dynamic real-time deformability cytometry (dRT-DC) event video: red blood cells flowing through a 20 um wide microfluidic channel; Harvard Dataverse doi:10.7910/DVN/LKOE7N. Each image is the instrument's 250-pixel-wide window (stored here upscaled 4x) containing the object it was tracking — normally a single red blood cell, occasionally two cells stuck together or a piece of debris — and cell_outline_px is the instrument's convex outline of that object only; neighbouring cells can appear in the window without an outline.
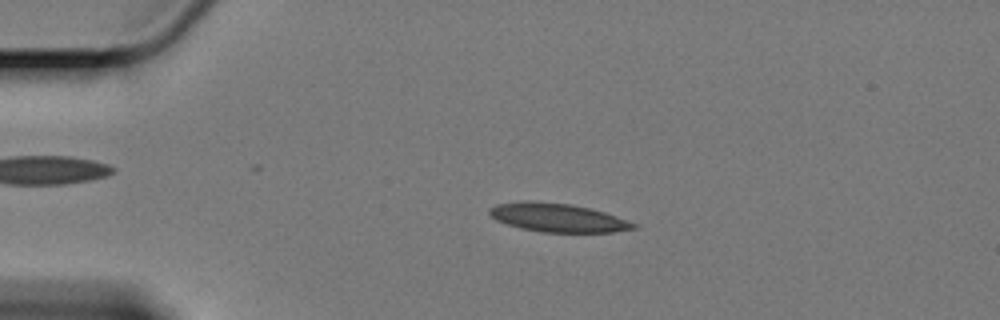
{"species": "Egyptian fruit bat (a non-hibernating species)", "species_latin": "Rousettus aegyptiacus", "temperature_condition": "cold", "stored_images_in_passage": 59, "camera_frame_rate_fps": 3000, "um_per_image_px": 0.085, "animal": {"sex": "female"}, "frame": {"image": 1, "passage_image": 12, "time_ms": 3.667, "image_size_px": [1000, 320], "cell_outline_px": [[640, 228], [612, 232], [544, 232], [520, 228], [496, 220], [488, 212], [488, 208], [496, 204], [528, 200], [572, 204], [592, 208], [640, 224]], "centroid_in_image_um": [47.45, 18.49], "position_along_channel_um": 37.5, "area_um2": 24.22}}
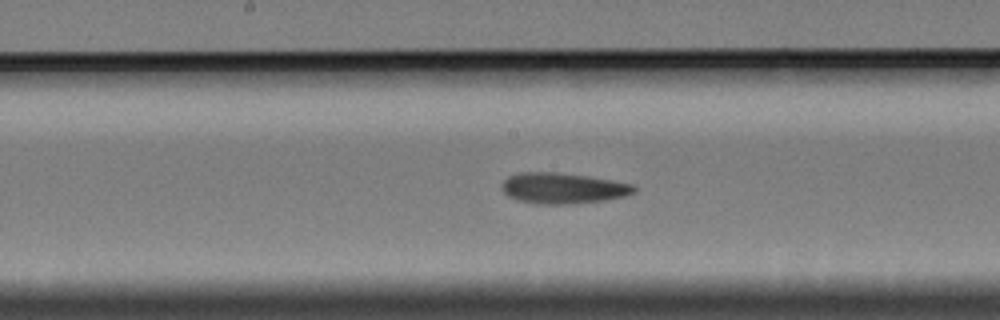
{"frame": {"image": 2, "passage_image": 30, "time_ms": 9.667, "image_size_px": [1000, 320], "cell_outline_px": [[636, 188], [632, 192], [624, 196], [604, 200], [572, 204], [536, 204], [516, 200], [508, 196], [500, 188], [500, 184], [508, 176], [520, 172], [556, 172], [588, 176], [612, 180], [632, 184]], "centroid_in_image_um": [47.77, 15.99], "position_along_channel_um": 200.4, "area_um2": 23.81}}
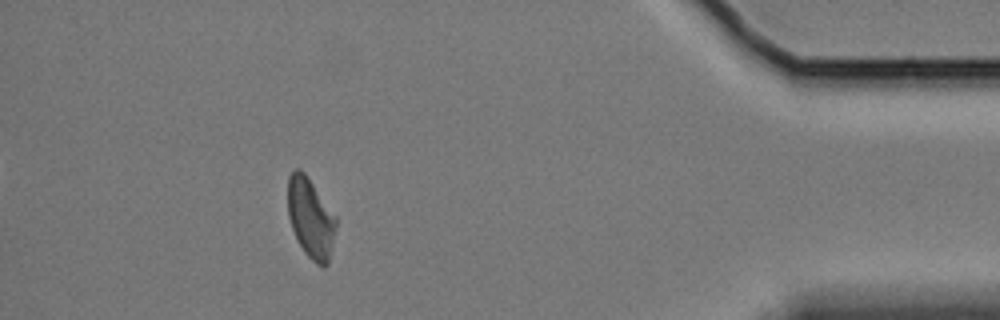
{"frame": {"image": 3, "passage_image": 53, "time_ms": 17.333, "image_size_px": [1000, 320], "cell_outline_px": [[336, 228], [328, 264], [324, 268], [316, 264], [304, 252], [292, 228], [288, 216], [288, 176], [296, 168], [300, 168], [308, 176], [336, 216]], "centroid_in_image_um": [26.41, 18.52], "position_along_channel_um": 408.8, "area_um2": 22.48}, "authors_computed_cell_mechanics": {"area_um2": 23.2934, "velocity_mm_per_s": 3.3283, "shape_relaxation_time_tau1_ms": null, "shape_relaxation_time_tau2_ms": 8.871, "deformation_change_tau1": null, "deformation_change_tau2": 0.1689}}